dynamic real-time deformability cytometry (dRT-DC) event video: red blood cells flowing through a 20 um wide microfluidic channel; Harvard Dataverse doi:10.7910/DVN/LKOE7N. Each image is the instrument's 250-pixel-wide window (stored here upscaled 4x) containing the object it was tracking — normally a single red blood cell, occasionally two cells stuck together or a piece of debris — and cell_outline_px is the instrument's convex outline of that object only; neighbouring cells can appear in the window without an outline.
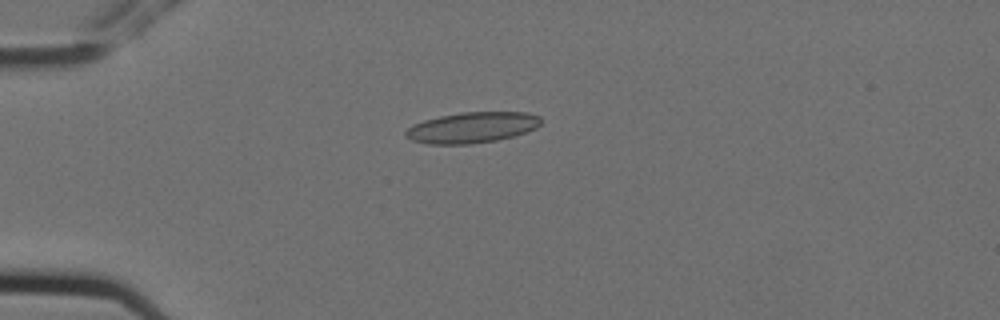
{"species": "Egyptian fruit bat (a non-hibernating species)", "species_latin": "Rousettus aegyptiacus", "temperature_condition": "cold", "stored_images_in_passage": 4, "camera_frame_rate_fps": 3000, "um_per_image_px": 0.085, "animal": {"sex": "female"}, "frame": {"image": 1, "passage_image": 2, "time_ms": 0.333, "image_size_px": [1000, 320], "cell_outline_px": [[540, 124], [536, 128], [512, 136], [496, 140], [468, 144], [428, 144], [412, 140], [404, 136], [404, 132], [412, 124], [424, 120], [440, 116], [460, 112], [524, 112], [540, 116]], "centroid_in_image_um": [40.08, 10.83], "position_along_channel_um": 44.9, "area_um2": 24.16}}
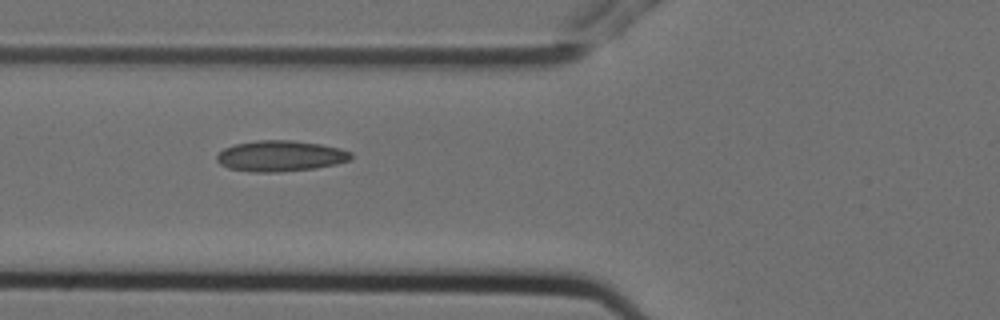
{"frame": {"image": 2, "passage_image": 4, "time_ms": 1.0, "image_size_px": [1000, 320], "cell_outline_px": [[352, 160], [336, 164], [316, 168], [280, 172], [252, 172], [228, 168], [220, 164], [216, 160], [216, 156], [224, 148], [236, 144], [256, 140], [292, 140], [320, 144], [340, 148], [352, 152]], "centroid_in_image_um": [23.85, 13.26], "position_along_channel_um": 101.9, "area_um2": 24.28}}